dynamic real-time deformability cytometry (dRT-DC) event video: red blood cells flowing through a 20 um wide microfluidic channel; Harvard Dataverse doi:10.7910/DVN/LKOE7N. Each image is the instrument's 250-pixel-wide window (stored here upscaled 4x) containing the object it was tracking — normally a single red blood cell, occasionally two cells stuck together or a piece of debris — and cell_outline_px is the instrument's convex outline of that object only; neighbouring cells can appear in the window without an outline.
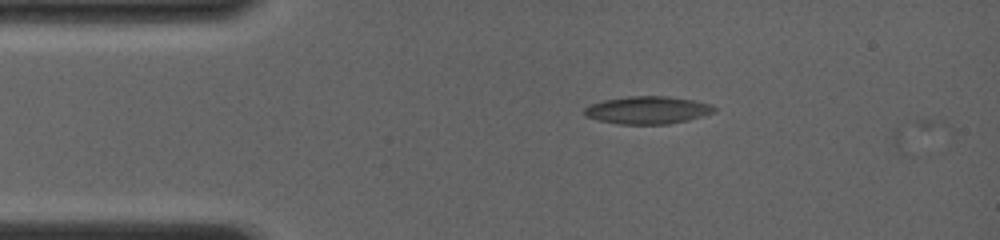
{"species": "common noctule bat (a hibernating species)", "species_latin": "Nyctalus noctula", "temperature_condition": "room temperature", "stored_images_in_passage": 5, "camera_frame_rate_fps": 4000, "um_per_image_px": 0.085, "animal": {"sex": "female", "body_mass_g": 19.0, "forearm_length_mm": 56.7}, "frame": {"image": 1, "passage_image": 2, "time_ms": 0.25, "image_size_px": [1000, 240], "cell_outline_px": [[952, 128], [912, 156], [904, 156], [896, 152], [888, 136], [896, 128], [916, 116], [940, 120], [948, 124]], "centroid_in_image_um": [77.94, 11.46], "position_along_channel_um": 7.1, "area_um2": 10.87}}